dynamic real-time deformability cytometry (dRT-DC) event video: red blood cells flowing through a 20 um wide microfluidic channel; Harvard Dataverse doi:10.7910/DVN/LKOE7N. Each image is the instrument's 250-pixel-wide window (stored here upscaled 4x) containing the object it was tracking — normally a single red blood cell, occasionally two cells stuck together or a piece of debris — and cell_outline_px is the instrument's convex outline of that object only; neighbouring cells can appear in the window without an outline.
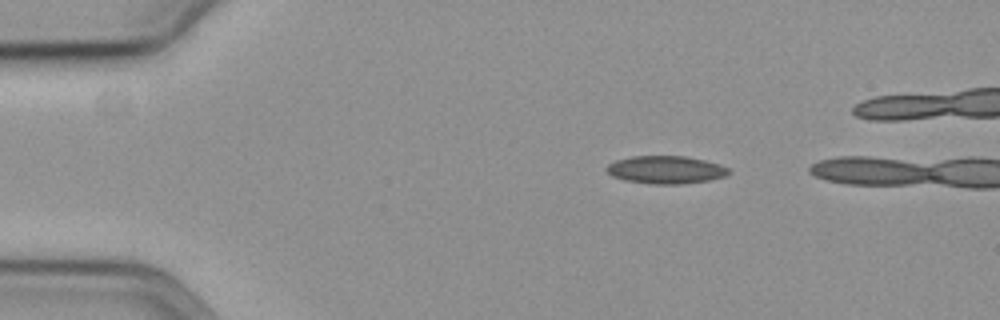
{"species": "common noctule bat (a hibernating species)", "species_latin": "Nyctalus noctula", "temperature_condition": "cold", "stored_images_in_passage": 8, "camera_frame_rate_fps": 3000, "um_per_image_px": 0.085, "animal": {"sex": "female", "body_mass_g": 19.3, "forearm_length_mm": 54.1}, "frame": {"image": 1, "passage_image": 1, "time_ms": 0.0, "image_size_px": [1000, 320], "cell_outline_px": [[732, 172], [724, 176], [708, 180], [684, 184], [648, 184], [624, 180], [612, 176], [604, 168], [608, 164], [616, 160], [632, 156], [684, 156], [704, 160], [728, 168]], "centroid_in_image_um": [56.55, 14.44], "position_along_channel_um": 28.5, "area_um2": 19.77}}